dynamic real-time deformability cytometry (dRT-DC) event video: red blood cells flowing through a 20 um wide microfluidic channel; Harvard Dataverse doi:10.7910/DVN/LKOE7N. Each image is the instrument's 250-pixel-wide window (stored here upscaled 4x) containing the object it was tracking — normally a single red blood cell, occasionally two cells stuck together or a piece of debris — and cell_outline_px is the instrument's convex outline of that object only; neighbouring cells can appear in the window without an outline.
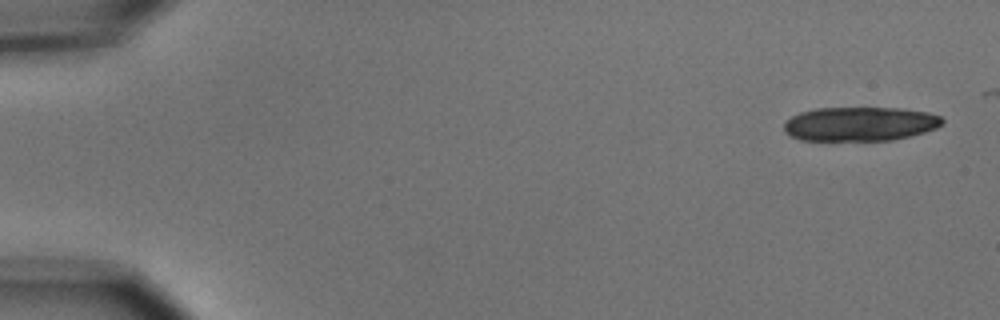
{"species": "common noctule bat (a hibernating species)", "species_latin": "Nyctalus noctula", "temperature_condition": "cold", "stored_images_in_passage": 5, "camera_frame_rate_fps": 3000, "um_per_image_px": 0.085, "animal": {"sex": "male", "body_mass_g": 15.6}, "frame": {"image": 1, "passage_image": 1, "time_ms": 0.0, "image_size_px": [1000, 320], "cell_outline_px": [[944, 120], [936, 128], [924, 132], [892, 140], [800, 140], [788, 136], [784, 132], [784, 120], [800, 112], [816, 108], [900, 108], [928, 112], [940, 116]], "centroid_in_image_um": [73.04, 10.53], "position_along_channel_um": 12.0, "area_um2": 31.56}}